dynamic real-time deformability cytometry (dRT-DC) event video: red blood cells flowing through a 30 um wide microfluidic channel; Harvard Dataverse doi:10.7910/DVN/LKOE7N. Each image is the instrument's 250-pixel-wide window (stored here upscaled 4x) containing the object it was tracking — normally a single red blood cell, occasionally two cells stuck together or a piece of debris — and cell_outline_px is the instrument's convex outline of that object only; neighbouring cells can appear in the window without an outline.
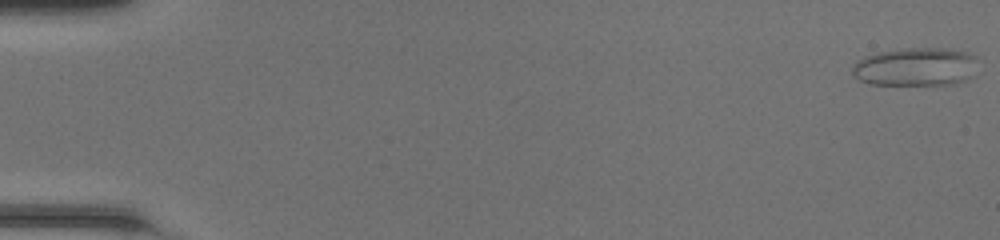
{"species": "common noctule bat (a hibernating species)", "species_latin": "Nyctalus noctula", "temperature_condition": "room temperature", "stored_images_in_passage": 49, "camera_frame_rate_fps": 3000, "um_per_image_px": 0.085, "animal": {"sex": "female", "body_mass_g": 20.0, "forearm_length_mm": 54.0}, "frame": {"image": 1, "passage_image": 1, "time_ms": 0.0, "image_size_px": [1000, 240], "cell_outline_px": [[976, 56], [972, 76], [968, 80], [956, 84], [868, 84], [852, 76], [852, 64], [856, 60], [864, 56], [876, 52], [900, 48], [944, 48], [968, 52]], "centroid_in_image_um": [77.78, 5.67], "position_along_channel_um": 7.2, "area_um2": 28.38}}
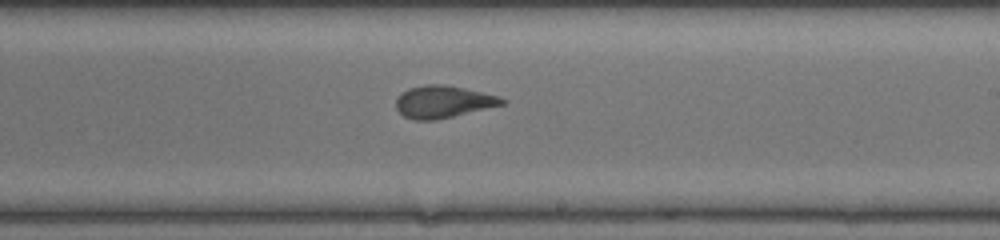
{"frame": {"image": 2, "passage_image": 30, "time_ms": 9.667, "image_size_px": [1000, 240], "cell_outline_px": [[508, 100], [504, 104], [436, 120], [412, 120], [404, 116], [396, 108], [396, 100], [400, 92], [408, 88], [428, 84], [444, 84], [464, 88], [500, 96]], "centroid_in_image_um": [37.65, 8.64], "position_along_channel_um": 251.3, "area_um2": 19.94}}
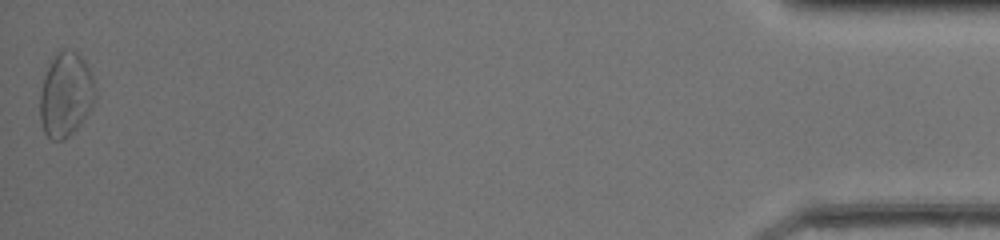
{"frame": {"image": 3, "passage_image": 49, "time_ms": 16.0, "image_size_px": [1000, 240], "cell_outline_px": [[96, 96], [92, 108], [76, 128], [68, 136], [60, 140], [52, 140], [44, 132], [40, 120], [40, 92], [44, 76], [56, 48], [64, 48], [76, 52], [84, 60], [92, 72], [96, 88]], "centroid_in_image_um": [5.6, 7.99], "position_along_channel_um": 429.6, "area_um2": 27.51}, "authors_computed_cell_mechanics": {"area_um2": 20.8658, "velocity_mm_per_s": 4.2897, "shape_relaxation_time_tau1_ms": 8.9748, "shape_relaxation_time_tau2_ms": 1.1377, "deformation_change_tau1": 0.2398, "deformation_change_tau2": 0.0786}}